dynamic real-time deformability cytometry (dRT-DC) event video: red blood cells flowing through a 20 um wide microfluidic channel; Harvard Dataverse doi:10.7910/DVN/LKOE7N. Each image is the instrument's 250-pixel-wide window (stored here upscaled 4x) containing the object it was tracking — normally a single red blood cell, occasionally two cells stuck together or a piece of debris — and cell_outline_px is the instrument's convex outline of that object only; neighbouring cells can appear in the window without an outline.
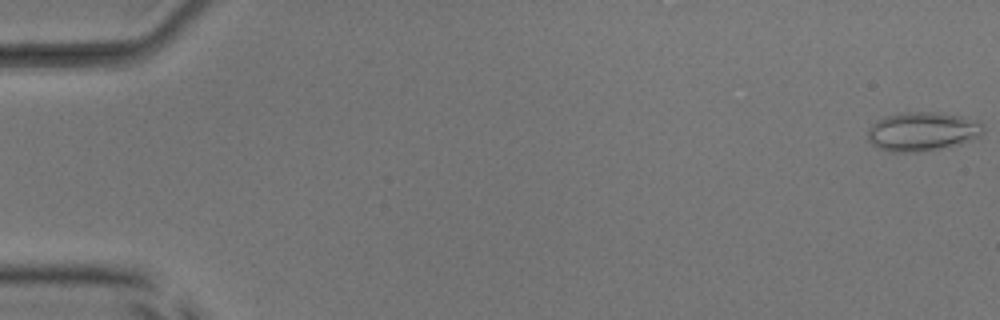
{"species": "common noctule bat (a hibernating species)", "species_latin": "Nyctalus noctula", "temperature_condition": "room temperature", "stored_images_in_passage": 52, "camera_frame_rate_fps": 3000, "um_per_image_px": 0.085, "animal": {"sex": "male", "body_mass_g": 17.9, "forearm_length_mm": 54.2}, "frame": {"image": 1, "passage_image": 1, "time_ms": 0.0, "image_size_px": [1000, 320], "cell_outline_px": [[984, 132], [980, 136], [964, 144], [920, 152], [892, 152], [880, 148], [872, 144], [868, 140], [868, 128], [876, 120], [884, 116], [912, 112], [940, 112], [980, 120], [984, 128]], "centroid_in_image_um": [78.45, 11.18], "position_along_channel_um": 6.6, "area_um2": 26.59}}
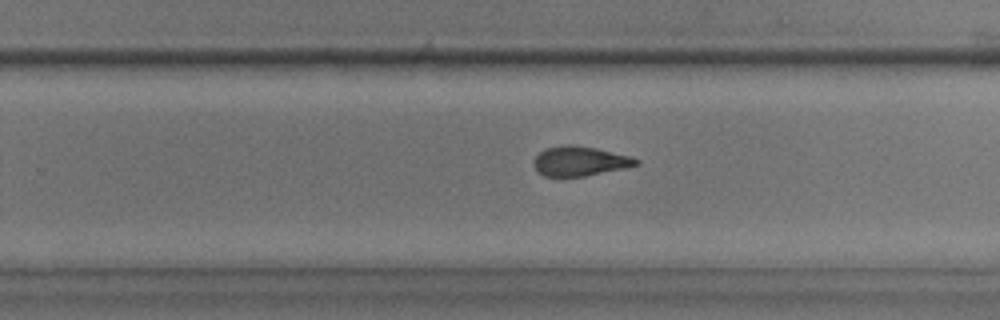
{"frame": {"image": 2, "passage_image": 34, "time_ms": 11.0, "image_size_px": [1000, 320], "cell_outline_px": [[640, 164], [628, 168], [584, 176], [544, 176], [536, 172], [532, 160], [544, 148], [564, 144], [572, 144], [596, 148], [628, 156], [640, 160]], "centroid_in_image_um": [49.26, 13.69], "position_along_channel_um": 280.5, "area_um2": 17.86}}
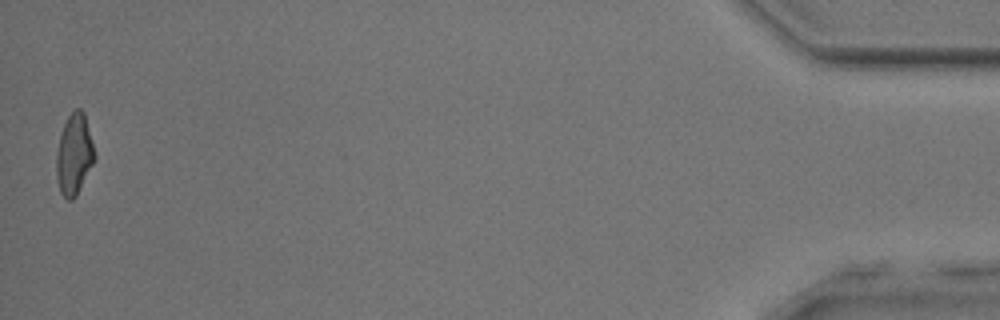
{"frame": {"image": 3, "passage_image": 52, "time_ms": 17.0, "image_size_px": [1000, 320], "cell_outline_px": [[96, 156], [76, 196], [72, 200], [68, 200], [60, 192], [56, 176], [56, 152], [60, 136], [64, 124], [68, 116], [76, 108], [80, 108], [84, 112]], "centroid_in_image_um": [6.29, 13.12], "position_along_channel_um": 428.9, "area_um2": 17.8}, "authors_computed_cell_mechanics": {"area_um2": 18.7272, "velocity_mm_per_s": 4.0006, "shape_relaxation_time_tau1_ms": null, "shape_relaxation_time_tau2_ms": 1.7275, "deformation_change_tau1": null, "deformation_change_tau2": 0.0979}}